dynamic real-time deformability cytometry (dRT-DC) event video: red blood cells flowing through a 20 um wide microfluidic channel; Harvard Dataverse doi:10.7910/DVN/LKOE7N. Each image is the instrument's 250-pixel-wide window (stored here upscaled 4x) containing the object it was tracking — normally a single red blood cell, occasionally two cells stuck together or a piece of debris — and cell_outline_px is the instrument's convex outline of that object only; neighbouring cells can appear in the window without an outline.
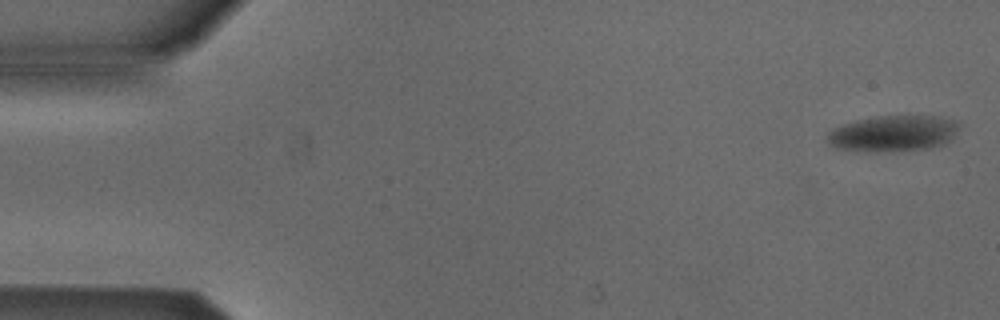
{"species": "Egyptian fruit bat (a non-hibernating species)", "species_latin": "Rousettus aegyptiacus", "temperature_condition": "cold", "stored_images_in_passage": 5, "camera_frame_rate_fps": 3000, "um_per_image_px": 0.085, "animal": {"sex": "male"}, "frame": {"image": 1, "passage_image": 1, "time_ms": 0.0, "image_size_px": [1000, 320], "cell_outline_px": [[960, 124], [956, 132], [944, 144], [928, 148], [836, 148], [828, 140], [828, 132], [832, 128], [840, 124], [856, 120], [880, 116], [940, 116], [960, 120]], "centroid_in_image_um": [76.0, 11.25], "position_along_channel_um": 9.0, "area_um2": 26.3}}
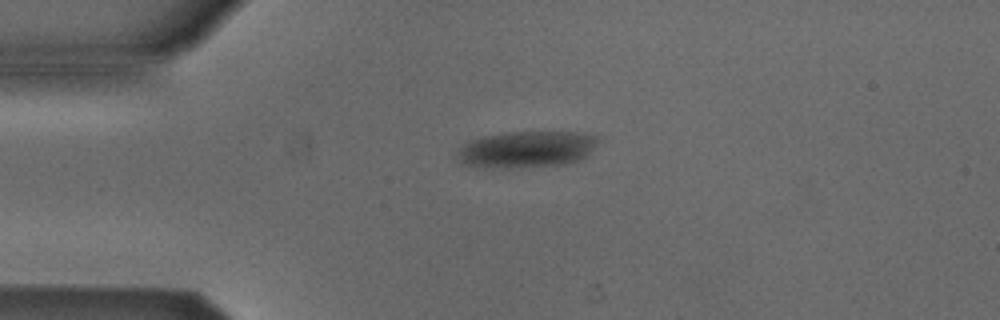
{"frame": {"image": 2, "passage_image": 4, "time_ms": 1.0, "image_size_px": [1000, 320], "cell_outline_px": [[600, 140], [580, 160], [564, 164], [512, 168], [492, 168], [468, 164], [460, 160], [460, 148], [464, 144], [472, 140], [484, 136], [508, 132], [576, 132], [596, 136]], "centroid_in_image_um": [44.8, 12.69], "position_along_channel_um": 40.2, "area_um2": 29.36}}